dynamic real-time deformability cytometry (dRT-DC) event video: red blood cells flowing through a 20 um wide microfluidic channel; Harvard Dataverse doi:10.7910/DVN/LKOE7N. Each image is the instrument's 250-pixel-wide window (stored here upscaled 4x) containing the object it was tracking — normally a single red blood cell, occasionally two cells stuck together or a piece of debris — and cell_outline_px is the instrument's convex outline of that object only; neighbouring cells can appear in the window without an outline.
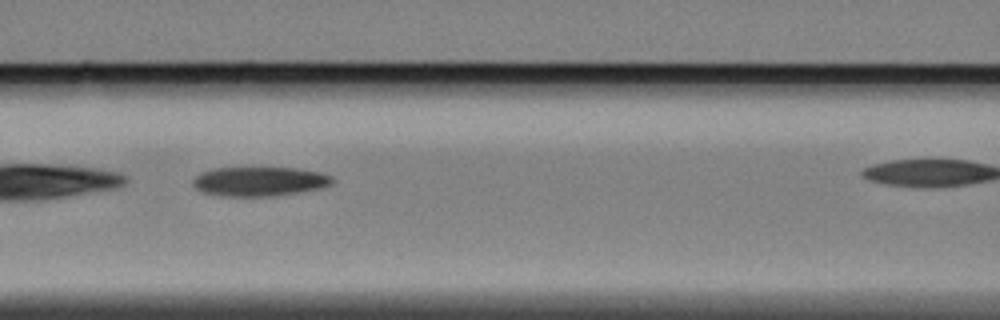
{"species": "Egyptian fruit bat (a non-hibernating species)", "species_latin": "Rousettus aegyptiacus", "temperature_condition": "cold", "stored_images_in_passage": 19, "camera_frame_rate_fps": 3000, "um_per_image_px": 0.085, "animal": {"sex": "female"}, "frame": {"image": 1, "passage_image": 7, "time_ms": 2.0, "image_size_px": [1000, 320], "cell_outline_px": [[336, 180], [332, 184], [320, 188], [272, 196], [228, 196], [204, 192], [196, 188], [192, 184], [192, 180], [200, 172], [212, 168], [292, 168], [320, 172], [332, 176]], "centroid_in_image_um": [22.06, 15.41], "position_along_channel_um": 144.5, "area_um2": 23.64}}
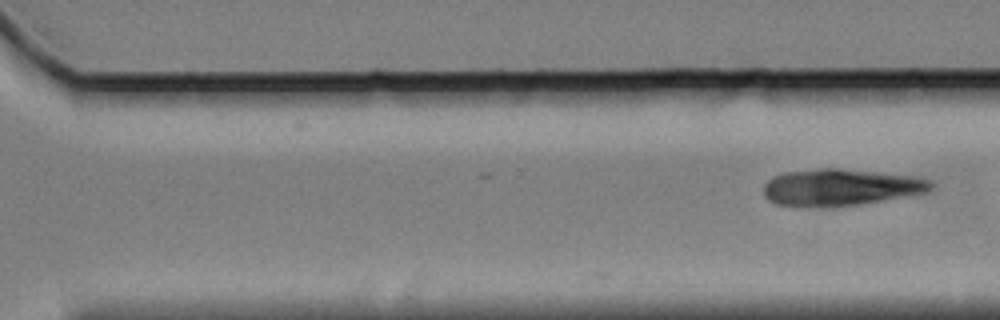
{"frame": {"image": 2, "passage_image": 19, "time_ms": 6.0, "image_size_px": [1000, 320], "cell_outline_px": [[936, 188], [932, 192], [860, 204], [828, 208], [776, 204], [768, 200], [764, 196], [764, 184], [772, 176], [784, 172], [820, 168], [840, 168], [916, 176], [932, 180], [936, 184]], "centroid_in_image_um": [71.53, 15.92], "position_along_channel_um": 299.1, "area_um2": 36.65}}